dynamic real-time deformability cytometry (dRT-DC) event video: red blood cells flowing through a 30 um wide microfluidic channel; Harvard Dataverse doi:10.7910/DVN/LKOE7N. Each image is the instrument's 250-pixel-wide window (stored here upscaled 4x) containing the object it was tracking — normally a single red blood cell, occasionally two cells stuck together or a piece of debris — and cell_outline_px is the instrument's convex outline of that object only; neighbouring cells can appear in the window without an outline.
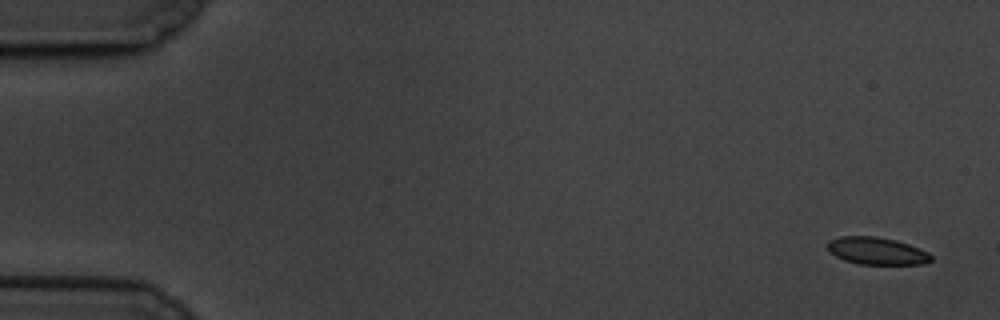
{"species": "common noctule bat (a hibernating species)", "species_latin": "Nyctalus noctula", "temperature_condition": "cold", "stored_images_in_passage": 5, "camera_frame_rate_fps": 3000, "um_per_image_px": 0.085, "animal": {"sex": "male", "body_mass_g": 19.5, "forearm_length_mm": 54.6}, "frame": {"image": 1, "passage_image": 1, "time_ms": 0.0, "image_size_px": [1000, 320], "cell_outline_px": [[932, 260], [924, 264], [856, 264], [844, 260], [836, 256], [828, 248], [828, 240], [840, 236], [876, 236], [896, 240], [920, 248], [928, 252], [932, 256]], "centroid_in_image_um": [74.54, 21.33], "position_along_channel_um": 10.5, "area_um2": 16.53}}
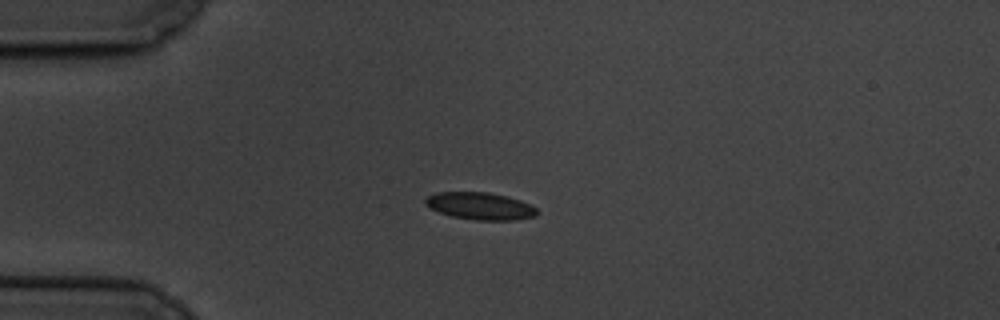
{"frame": {"image": 2, "passage_image": 5, "time_ms": 4.333, "image_size_px": [1000, 320], "cell_outline_px": [[540, 212], [536, 216], [516, 220], [476, 220], [452, 216], [440, 212], [424, 204], [424, 200], [428, 196], [436, 192], [488, 192], [520, 200], [536, 208]], "centroid_in_image_um": [40.83, 17.51], "position_along_channel_um": 44.2, "area_um2": 17.63}}